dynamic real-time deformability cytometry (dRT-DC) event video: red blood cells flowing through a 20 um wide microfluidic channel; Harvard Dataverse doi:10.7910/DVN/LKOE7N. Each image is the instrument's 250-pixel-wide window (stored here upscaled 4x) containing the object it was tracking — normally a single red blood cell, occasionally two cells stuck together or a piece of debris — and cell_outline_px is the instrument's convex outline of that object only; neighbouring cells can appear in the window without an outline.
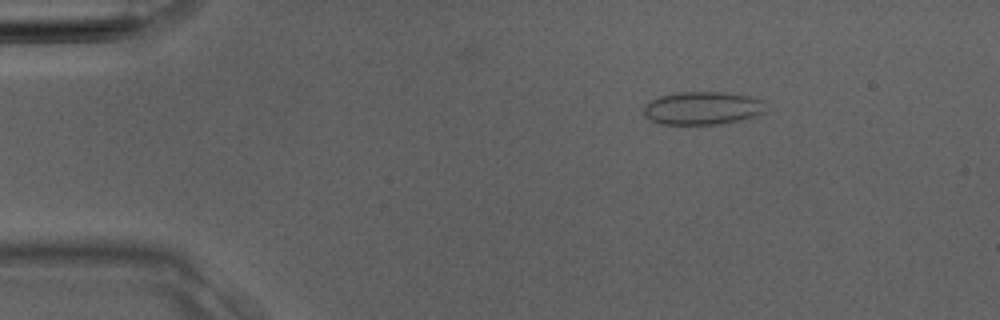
{"species": "Egyptian fruit bat (a non-hibernating species)", "species_latin": "Rousettus aegyptiacus", "temperature_condition": "room temperature", "stored_images_in_passage": 3, "camera_frame_rate_fps": 3000, "um_per_image_px": 0.085, "animal": {"sex": "male"}, "frame": {"image": 1, "passage_image": 2, "time_ms": 0.333, "image_size_px": [1000, 320], "cell_outline_px": [[764, 112], [752, 116], [720, 124], [660, 124], [648, 120], [644, 116], [644, 104], [648, 100], [660, 96], [676, 92], [724, 92], [748, 96], [764, 100]], "centroid_in_image_um": [59.62, 9.18], "position_along_channel_um": 25.4, "area_um2": 23.52}}